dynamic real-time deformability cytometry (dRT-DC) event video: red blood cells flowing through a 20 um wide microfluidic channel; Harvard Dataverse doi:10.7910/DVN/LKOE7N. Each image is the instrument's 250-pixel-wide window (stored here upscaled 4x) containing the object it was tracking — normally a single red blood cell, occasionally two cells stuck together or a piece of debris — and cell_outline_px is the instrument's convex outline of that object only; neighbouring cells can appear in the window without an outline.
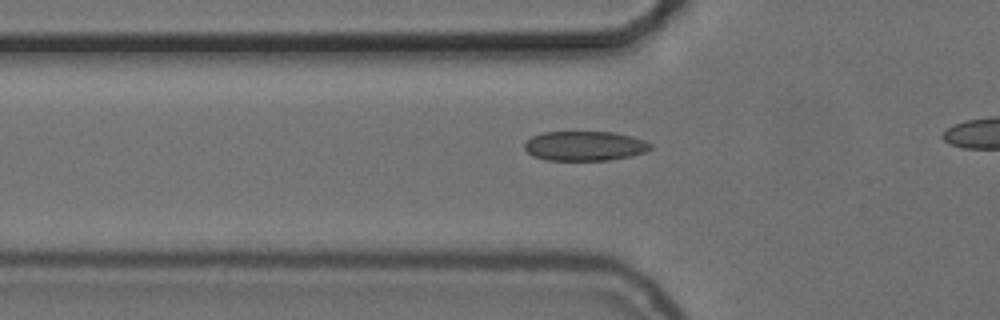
{"species": "common noctule bat (a hibernating species)", "species_latin": "Nyctalus noctula", "temperature_condition": "cold", "stored_images_in_passage": 30, "camera_frame_rate_fps": 3000, "um_per_image_px": 0.085, "animal": {"sex": "female", "body_mass_g": 24.6, "forearm_length_mm": 56.2}, "frame": {"image": 1, "passage_image": 14, "time_ms": 4.333, "image_size_px": [1000, 320], "cell_outline_px": [[652, 148], [644, 152], [632, 156], [608, 160], [544, 160], [532, 156], [524, 148], [524, 144], [532, 136], [544, 132], [612, 132], [632, 136], [644, 140], [652, 144]], "centroid_in_image_um": [49.7, 12.41], "position_along_channel_um": 76.1, "area_um2": 21.79}}
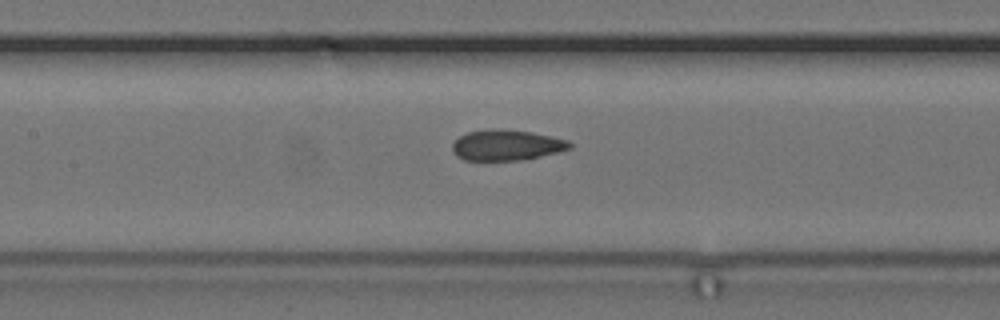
{"frame": {"image": 2, "passage_image": 21, "time_ms": 6.667, "image_size_px": [1000, 320], "cell_outline_px": [[572, 148], [560, 152], [524, 160], [464, 160], [456, 156], [452, 152], [452, 144], [460, 136], [468, 132], [492, 128], [500, 128], [532, 132], [552, 136], [568, 140], [572, 144]], "centroid_in_image_um": [43.08, 12.33], "position_along_channel_um": 164.3, "area_um2": 21.27}}
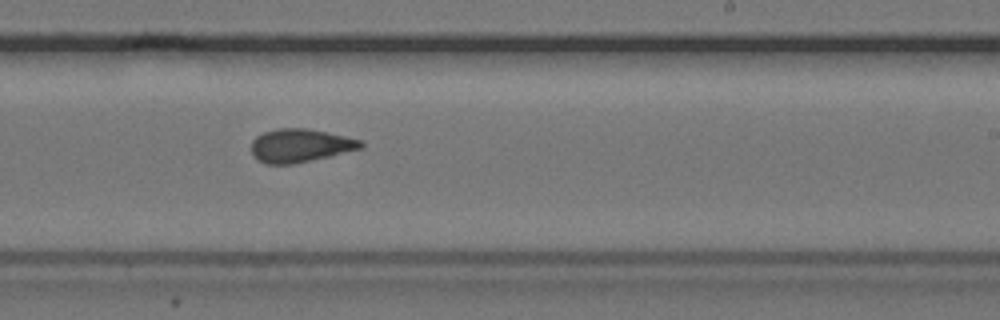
{"frame": {"image": 3, "passage_image": 29, "time_ms": 9.333, "image_size_px": [1000, 320], "cell_outline_px": [[364, 148], [332, 156], [292, 164], [264, 164], [252, 156], [252, 140], [256, 136], [264, 132], [280, 128], [308, 128], [364, 140]], "centroid_in_image_um": [25.55, 12.37], "position_along_channel_um": 263.4, "area_um2": 21.56}}